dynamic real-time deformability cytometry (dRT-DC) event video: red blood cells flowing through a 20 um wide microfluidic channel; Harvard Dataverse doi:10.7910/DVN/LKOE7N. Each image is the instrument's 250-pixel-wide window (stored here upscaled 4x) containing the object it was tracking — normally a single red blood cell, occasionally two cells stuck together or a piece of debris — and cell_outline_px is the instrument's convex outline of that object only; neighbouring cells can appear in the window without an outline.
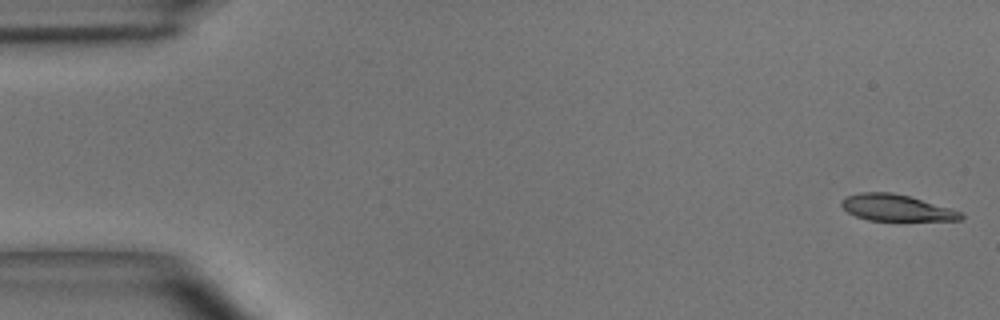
{"species": "common noctule bat (a hibernating species)", "species_latin": "Nyctalus noctula", "temperature_condition": "room temperature", "stored_images_in_passage": 5, "camera_frame_rate_fps": 3000, "um_per_image_px": 0.085, "animal": {"sex": "male", "body_mass_g": 15.6}, "frame": {"image": 1, "passage_image": 1, "time_ms": 0.0, "image_size_px": [1000, 320], "cell_outline_px": [[964, 216], [960, 220], [868, 220], [856, 216], [848, 212], [840, 204], [840, 200], [844, 196], [860, 192], [892, 192], [908, 196], [948, 208], [960, 212]], "centroid_in_image_um": [76.1, 17.65], "position_along_channel_um": 8.9, "area_um2": 18.09}}